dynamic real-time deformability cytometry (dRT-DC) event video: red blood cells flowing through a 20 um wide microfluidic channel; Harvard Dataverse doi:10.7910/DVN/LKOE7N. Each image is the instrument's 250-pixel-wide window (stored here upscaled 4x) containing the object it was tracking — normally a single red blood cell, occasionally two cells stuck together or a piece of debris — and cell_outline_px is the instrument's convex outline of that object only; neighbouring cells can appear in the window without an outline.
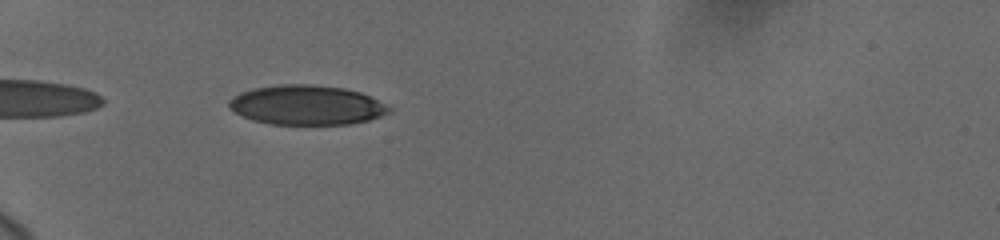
{"species": "human", "species_latin": "Homo sapiens", "temperature_condition": "cold", "stored_images_in_passage": 32, "camera_frame_rate_fps": 3000, "um_per_image_px": 0.085, "donor": {"sex": "female"}, "frame": {"image": 1, "passage_image": 2, "time_ms": 0.333, "image_size_px": [1000, 240], "cell_outline_px": [[392, 112], [368, 120], [352, 124], [272, 124], [252, 120], [228, 108], [228, 100], [232, 96], [240, 92], [252, 88], [280, 84], [312, 84], [344, 88], [360, 92], [392, 108]], "centroid_in_image_um": [26.03, 8.92], "position_along_channel_um": 59.0, "area_um2": 36.99}}
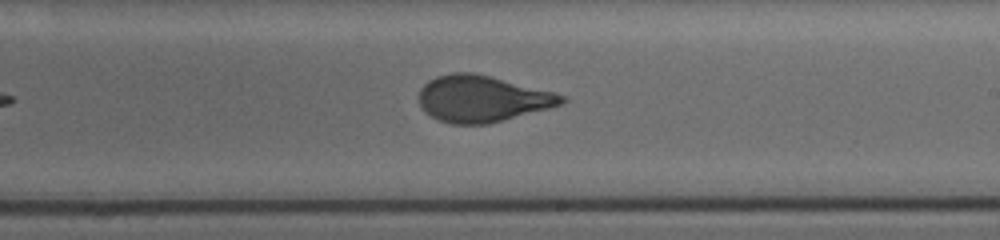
{"frame": {"image": 2, "passage_image": 16, "time_ms": 6.0, "image_size_px": [1000, 240], "cell_outline_px": [[568, 100], [560, 104], [548, 108], [488, 124], [452, 124], [440, 120], [424, 112], [416, 96], [420, 88], [428, 80], [436, 76], [452, 72], [472, 72], [492, 76], [552, 92], [564, 96]], "centroid_in_image_um": [40.91, 8.38], "position_along_channel_um": 248.1, "area_um2": 38.55}}
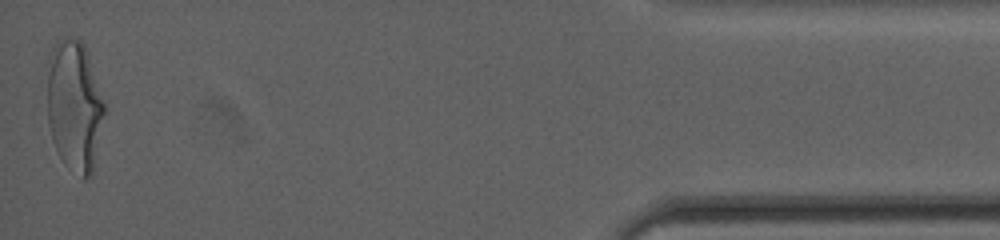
{"frame": {"image": 3, "passage_image": 32, "time_ms": 12.667, "image_size_px": [1000, 240], "cell_outline_px": [[104, 112], [92, 176], [84, 180], [68, 168], [64, 164], [56, 148], [48, 124], [48, 52], [56, 40], [80, 40], [84, 44], [104, 104]], "centroid_in_image_um": [6.3, 9.03], "position_along_channel_um": 428.9, "area_um2": 43.06}, "authors_computed_cell_mechanics": {"area_um2": 39.0728, "velocity_mm_per_s": 3.7067, "shape_relaxation_time_tau1_ms": 3.4455, "shape_relaxation_time_tau2_ms": null, "deformation_change_tau1": 0.1719, "deformation_change_tau2": null}}